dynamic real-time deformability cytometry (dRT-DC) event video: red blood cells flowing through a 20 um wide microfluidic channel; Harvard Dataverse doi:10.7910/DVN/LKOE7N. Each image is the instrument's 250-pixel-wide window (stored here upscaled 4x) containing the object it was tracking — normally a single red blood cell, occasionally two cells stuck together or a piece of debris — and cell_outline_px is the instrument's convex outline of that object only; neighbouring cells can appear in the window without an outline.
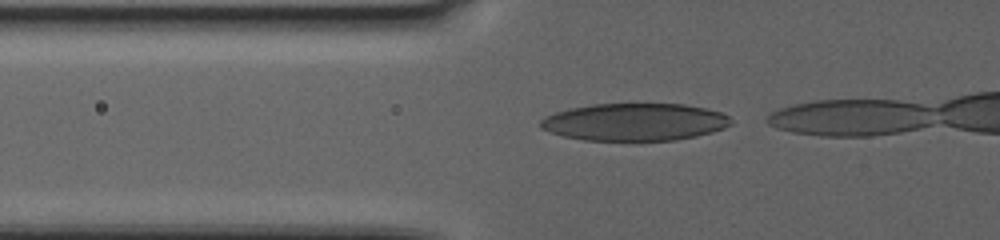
{"species": "human", "species_latin": "Homo sapiens", "temperature_condition": "warm", "stored_images_in_passage": 7, "camera_frame_rate_fps": 3000, "um_per_image_px": 0.085, "donor": {"sex": "female"}, "frame": {"image": 1, "passage_image": 2, "time_ms": 0.333, "image_size_px": [1000, 240], "cell_outline_px": [[732, 124], [724, 128], [712, 132], [696, 136], [676, 140], [584, 140], [564, 136], [548, 132], [540, 128], [540, 120], [544, 116], [556, 112], [572, 108], [592, 104], [684, 104], [704, 108], [720, 112], [728, 116], [732, 120]], "centroid_in_image_um": [53.94, 10.37], "position_along_channel_um": 71.9, "area_um2": 41.5}}